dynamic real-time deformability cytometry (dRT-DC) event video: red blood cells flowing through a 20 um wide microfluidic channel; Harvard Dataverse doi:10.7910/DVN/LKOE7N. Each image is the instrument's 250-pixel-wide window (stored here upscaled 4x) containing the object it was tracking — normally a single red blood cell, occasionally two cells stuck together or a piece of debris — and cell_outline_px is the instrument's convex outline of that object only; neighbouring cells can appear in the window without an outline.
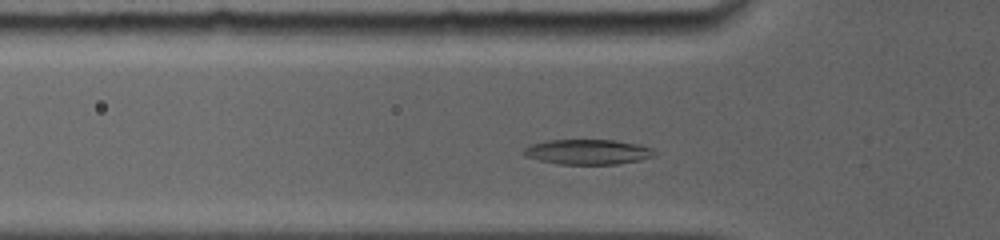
{"species": "common noctule bat (a hibernating species)", "species_latin": "Nyctalus noctula", "temperature_condition": "room temperature", "stored_images_in_passage": 45, "camera_frame_rate_fps": 5000, "um_per_image_px": 0.085, "animal": {"sex": "female", "body_mass_g": 19.0, "forearm_length_mm": 56.7}, "frame": {"image": 1, "passage_image": 16, "time_ms": 2.2, "image_size_px": [1000, 240], "cell_outline_px": [[656, 152], [652, 156], [640, 160], [616, 164], [560, 164], [540, 160], [524, 156], [524, 148], [532, 144], [544, 140], [612, 140], [636, 144], [652, 148]], "centroid_in_image_um": [49.93, 12.91], "position_along_channel_um": 75.9, "area_um2": 18.9}}
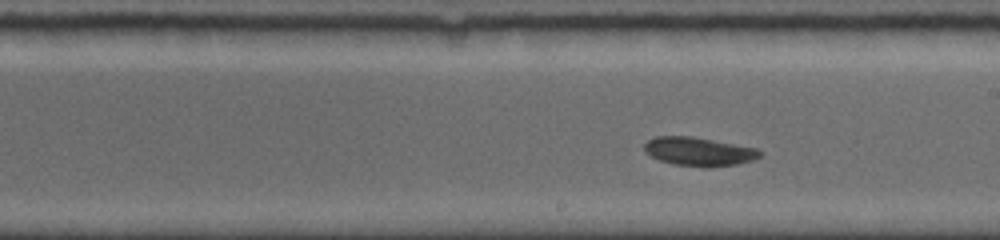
{"frame": {"image": 2, "passage_image": 32, "time_ms": 6.2, "image_size_px": [1000, 240], "cell_outline_px": [[760, 156], [752, 160], [736, 164], [672, 164], [660, 160], [644, 152], [644, 144], [648, 140], [656, 136], [692, 136], [756, 148], [760, 152]], "centroid_in_image_um": [59.33, 12.82], "position_along_channel_um": 229.7, "area_um2": 18.32}}
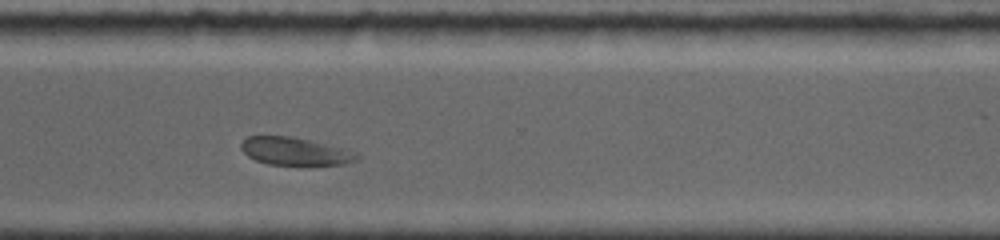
{"frame": {"image": 3, "passage_image": 44, "time_ms": 9.2, "image_size_px": [1000, 240], "cell_outline_px": [[360, 156], [356, 160], [344, 164], [300, 168], [268, 164], [256, 160], [248, 156], [240, 148], [240, 144], [248, 136], [288, 136], [348, 148], [360, 152]], "centroid_in_image_um": [25.17, 12.92], "position_along_channel_um": 345.4, "area_um2": 19.77}}